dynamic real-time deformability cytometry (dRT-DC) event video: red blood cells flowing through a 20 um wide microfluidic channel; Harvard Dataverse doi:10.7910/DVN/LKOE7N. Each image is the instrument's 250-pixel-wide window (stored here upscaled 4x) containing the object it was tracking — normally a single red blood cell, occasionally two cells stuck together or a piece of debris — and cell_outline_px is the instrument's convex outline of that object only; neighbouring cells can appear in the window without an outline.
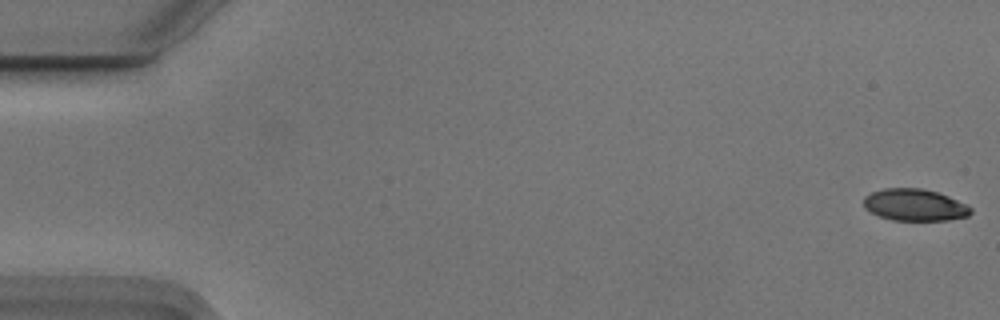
{"species": "Egyptian fruit bat (a non-hibernating species)", "species_latin": "Rousettus aegyptiacus", "temperature_condition": "cold", "stored_images_in_passage": 9, "camera_frame_rate_fps": 3000, "um_per_image_px": 0.085, "animal": {"sex": "male"}, "frame": {"image": 1, "passage_image": 1, "time_ms": 0.0, "image_size_px": [1000, 320], "cell_outline_px": [[972, 212], [968, 216], [948, 220], [892, 220], [880, 216], [864, 208], [864, 196], [872, 192], [884, 188], [924, 188], [948, 196], [972, 208]], "centroid_in_image_um": [77.74, 17.41], "position_along_channel_um": 7.3, "area_um2": 19.77}}